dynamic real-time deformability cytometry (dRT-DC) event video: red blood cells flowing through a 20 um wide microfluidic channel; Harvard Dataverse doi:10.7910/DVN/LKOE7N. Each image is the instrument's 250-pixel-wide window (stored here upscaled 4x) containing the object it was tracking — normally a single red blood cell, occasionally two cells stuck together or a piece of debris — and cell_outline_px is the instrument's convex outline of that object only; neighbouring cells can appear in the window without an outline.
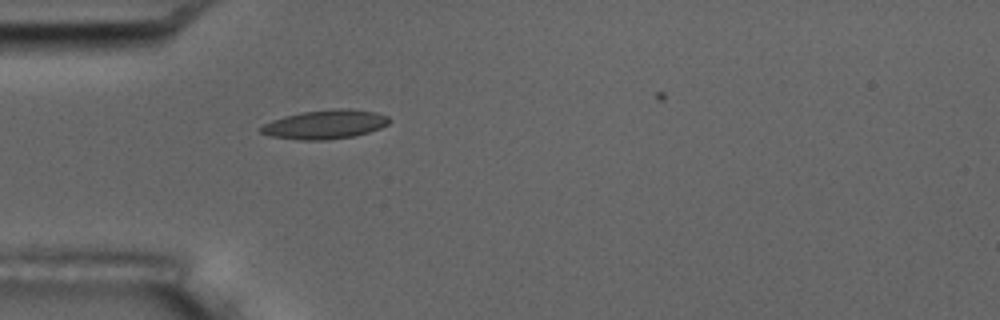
{"species": "common noctule bat (a hibernating species)", "species_latin": "Nyctalus noctula", "temperature_condition": "room temperature", "stored_images_in_passage": 1, "camera_frame_rate_fps": 3000, "um_per_image_px": 0.085, "animal": {"sex": "male", "body_mass_g": 17.5, "forearm_length_mm": 52.3}, "frame": {"image": 1, "passage_image": 1, "time_ms": 0.0, "image_size_px": [1000, 320], "cell_outline_px": [[392, 120], [388, 124], [380, 128], [368, 132], [352, 136], [328, 140], [300, 140], [272, 136], [260, 132], [260, 128], [264, 124], [272, 120], [284, 116], [300, 112], [336, 108], [348, 108], [376, 112], [388, 116]], "centroid_in_image_um": [27.66, 10.56], "position_along_channel_um": 57.3, "area_um2": 21.73}}